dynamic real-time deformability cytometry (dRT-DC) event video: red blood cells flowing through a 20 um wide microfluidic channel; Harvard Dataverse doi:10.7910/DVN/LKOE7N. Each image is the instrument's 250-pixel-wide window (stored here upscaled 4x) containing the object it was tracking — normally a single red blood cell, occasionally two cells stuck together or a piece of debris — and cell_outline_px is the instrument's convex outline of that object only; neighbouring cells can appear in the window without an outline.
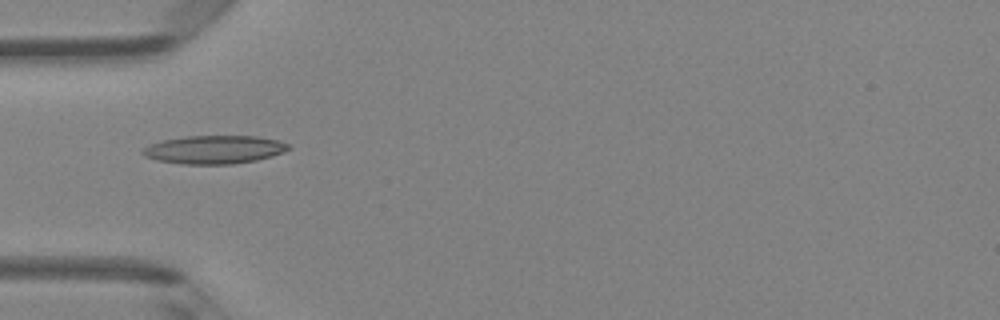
{"species": "Egyptian fruit bat (a non-hibernating species)", "species_latin": "Rousettus aegyptiacus", "temperature_condition": "room temperature", "stored_images_in_passage": 4, "camera_frame_rate_fps": 3000, "um_per_image_px": 0.085, "animal": {"sex": "female"}, "frame": {"image": 1, "passage_image": 2, "time_ms": 0.333, "image_size_px": [1000, 320], "cell_outline_px": [[292, 148], [284, 152], [272, 156], [256, 160], [232, 164], [180, 164], [156, 160], [144, 156], [140, 152], [144, 148], [152, 144], [164, 140], [188, 136], [256, 136], [280, 140], [292, 144]], "centroid_in_image_um": [18.27, 12.72], "position_along_channel_um": 66.7, "area_um2": 24.16}}